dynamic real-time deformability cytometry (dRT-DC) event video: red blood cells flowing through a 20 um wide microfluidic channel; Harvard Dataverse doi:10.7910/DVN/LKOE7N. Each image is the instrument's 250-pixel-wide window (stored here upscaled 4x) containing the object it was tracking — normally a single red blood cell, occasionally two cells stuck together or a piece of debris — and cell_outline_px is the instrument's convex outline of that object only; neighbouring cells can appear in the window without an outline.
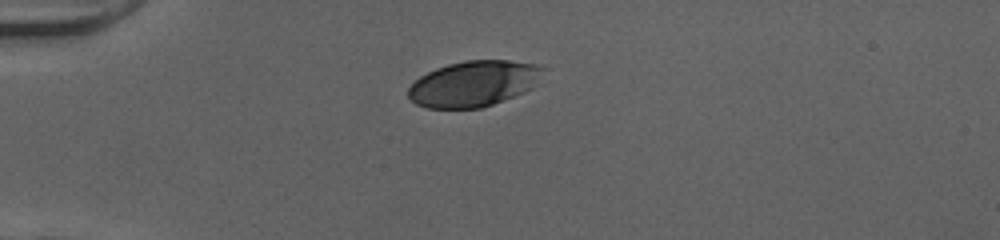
{"species": "human", "species_latin": "Homo sapiens", "temperature_condition": "cold", "stored_images_in_passage": 39, "camera_frame_rate_fps": 3000, "um_per_image_px": 0.085, "donor": {"sex": "female"}, "frame": {"image": 1, "passage_image": 1, "time_ms": 0.0, "image_size_px": [1000, 240], "cell_outline_px": [[544, 68], [528, 88], [524, 92], [492, 104], [480, 108], [428, 108], [416, 104], [408, 96], [408, 88], [420, 76], [436, 68], [448, 64], [464, 60], [508, 60], [536, 64]], "centroid_in_image_um": [40.19, 7.1], "position_along_channel_um": 44.8, "area_um2": 35.26}}
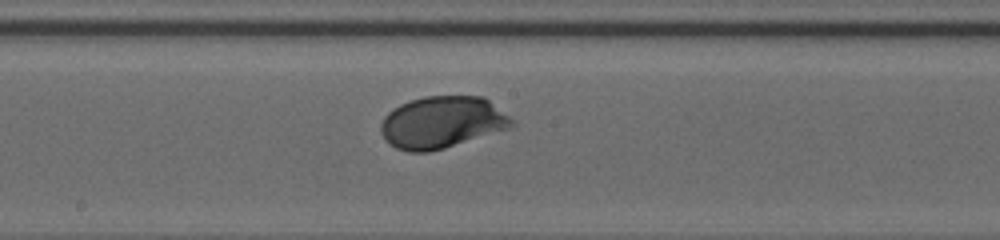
{"frame": {"image": 2, "passage_image": 16, "time_ms": 5.0, "image_size_px": [1000, 240], "cell_outline_px": [[516, 124], [508, 128], [444, 148], [428, 152], [408, 152], [396, 148], [388, 144], [384, 140], [380, 132], [380, 124], [384, 116], [392, 108], [400, 104], [424, 96], [484, 96], [508, 116]], "centroid_in_image_um": [37.5, 10.4], "position_along_channel_um": 210.7, "area_um2": 39.54}}
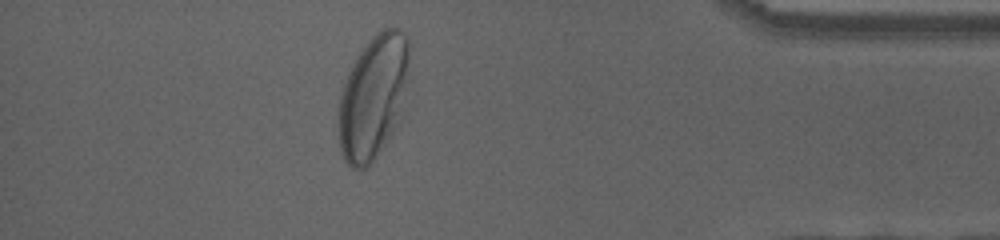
{"frame": {"image": 3, "passage_image": 33, "time_ms": 10.667, "image_size_px": [1000, 240], "cell_outline_px": [[408, 60], [404, 116], [400, 124], [368, 168], [352, 168], [344, 160], [340, 152], [340, 96], [348, 72], [356, 56], [368, 40], [376, 32], [384, 28], [396, 28], [404, 32], [408, 36]], "centroid_in_image_um": [31.76, 8.26], "position_along_channel_um": 403.4, "area_um2": 51.5}, "authors_computed_cell_mechanics": {"area_um2": 38.9572, "velocity_mm_per_s": 3.9876, "shape_relaxation_time_tau1_ms": 2.4463, "shape_relaxation_time_tau2_ms": null, "deformation_change_tau1": 0.1385, "deformation_change_tau2": null}}